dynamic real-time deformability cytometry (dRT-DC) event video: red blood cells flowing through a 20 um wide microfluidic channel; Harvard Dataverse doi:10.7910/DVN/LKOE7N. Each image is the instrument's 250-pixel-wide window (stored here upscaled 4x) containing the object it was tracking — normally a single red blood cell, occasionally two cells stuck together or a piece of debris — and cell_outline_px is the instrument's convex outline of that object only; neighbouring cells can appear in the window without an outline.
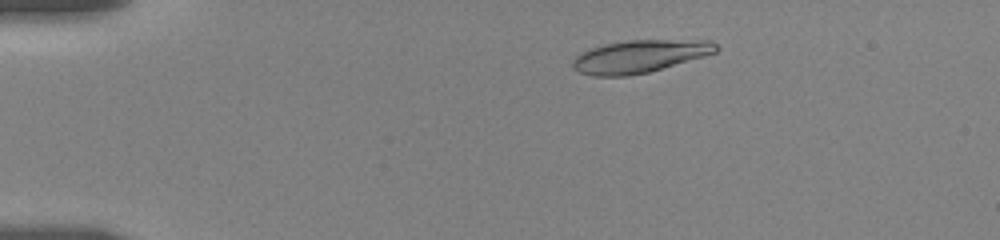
{"species": "human", "species_latin": "Homo sapiens", "temperature_condition": "room temperature", "stored_images_in_passage": 17, "camera_frame_rate_fps": 3000, "um_per_image_px": 0.085, "donor": {"sex": "female"}, "frame": {"image": 1, "passage_image": 4, "time_ms": 2.0, "image_size_px": [1000, 240], "cell_outline_px": [[720, 48], [716, 52], [704, 56], [648, 72], [628, 76], [592, 76], [580, 72], [572, 68], [572, 60], [580, 52], [604, 44], [628, 40], [712, 40]], "centroid_in_image_um": [54.36, 4.79], "position_along_channel_um": 30.6, "area_um2": 27.28}}
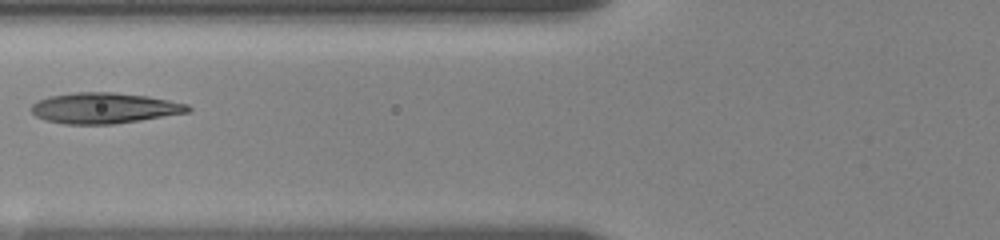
{"frame": {"image": 2, "passage_image": 11, "time_ms": 6.333, "image_size_px": [1000, 240], "cell_outline_px": [[192, 112], [140, 120], [112, 124], [64, 124], [44, 120], [36, 116], [28, 108], [32, 104], [48, 96], [76, 92], [116, 92], [148, 96], [188, 104], [192, 108]], "centroid_in_image_um": [8.87, 9.18], "position_along_channel_um": 116.9, "area_um2": 28.26}}
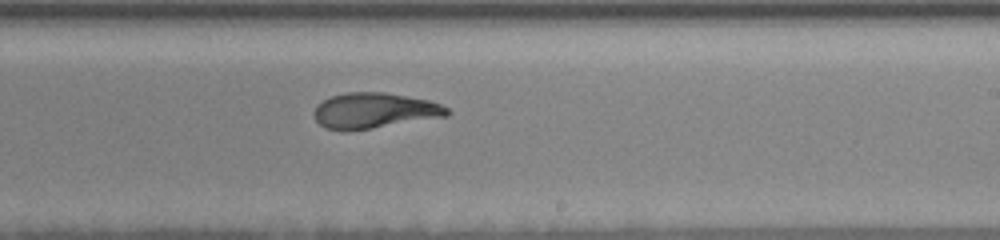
{"frame": {"image": 3, "passage_image": 17, "time_ms": 10.333, "image_size_px": [1000, 240], "cell_outline_px": [[452, 112], [448, 116], [348, 132], [340, 132], [324, 128], [316, 120], [312, 112], [316, 104], [332, 96], [348, 92], [384, 92], [428, 100], [440, 104], [448, 108]], "centroid_in_image_um": [31.78, 9.42], "position_along_channel_um": 257.2, "area_um2": 27.92}}